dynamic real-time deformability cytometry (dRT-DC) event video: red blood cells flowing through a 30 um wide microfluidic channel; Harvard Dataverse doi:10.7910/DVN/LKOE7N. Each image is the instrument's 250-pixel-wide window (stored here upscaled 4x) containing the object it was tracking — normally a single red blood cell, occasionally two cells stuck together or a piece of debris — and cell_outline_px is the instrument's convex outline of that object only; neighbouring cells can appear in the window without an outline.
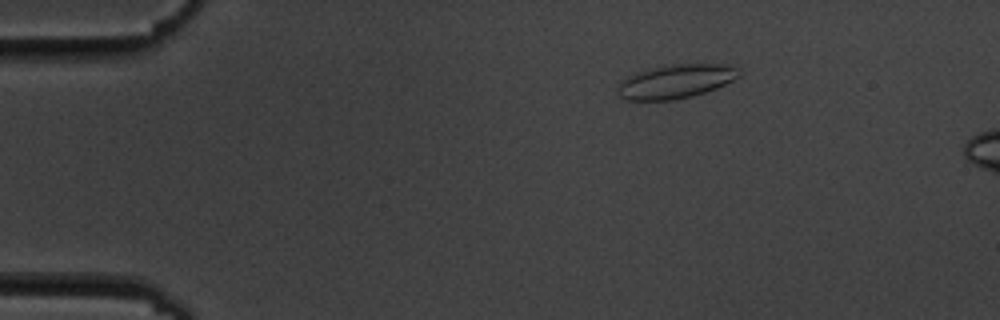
{"species": "common noctule bat (a hibernating species)", "species_latin": "Nyctalus noctula", "temperature_condition": "cold", "stored_images_in_passage": 5, "camera_frame_rate_fps": 3000, "um_per_image_px": 0.085, "animal": {"sex": "male", "body_mass_g": 19.5, "forearm_length_mm": 54.6}, "frame": {"image": 1, "passage_image": 3, "time_ms": 3.0, "image_size_px": [1000, 320], "cell_outline_px": [[740, 76], [716, 88], [692, 96], [672, 100], [624, 100], [620, 96], [620, 84], [628, 76], [636, 72], [652, 68], [672, 64], [724, 64], [736, 68]], "centroid_in_image_um": [57.44, 6.92], "position_along_channel_um": 27.6, "area_um2": 23.47}}